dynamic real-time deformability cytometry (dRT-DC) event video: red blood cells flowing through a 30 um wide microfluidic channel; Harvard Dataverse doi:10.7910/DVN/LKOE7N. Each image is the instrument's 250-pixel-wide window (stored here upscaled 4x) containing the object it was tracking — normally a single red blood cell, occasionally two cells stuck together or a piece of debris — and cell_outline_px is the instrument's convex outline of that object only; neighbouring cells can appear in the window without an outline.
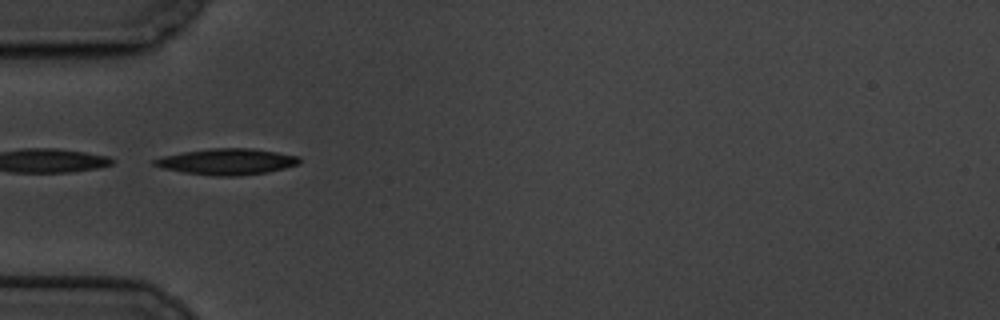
{"species": "common noctule bat (a hibernating species)", "species_latin": "Nyctalus noctula", "temperature_condition": "cold", "stored_images_in_passage": 27, "camera_frame_rate_fps": 3000, "um_per_image_px": 0.085, "animal": {"sex": "male", "body_mass_g": 19.5, "forearm_length_mm": 54.6}, "frame": {"image": 1, "passage_image": 1, "time_ms": 0.0, "image_size_px": [1000, 320], "cell_outline_px": [[300, 164], [268, 172], [236, 176], [216, 176], [184, 172], [160, 168], [152, 164], [152, 160], [164, 156], [184, 152], [212, 148], [252, 148], [300, 156]], "centroid_in_image_um": [19.3, 13.74], "position_along_channel_um": 65.7, "area_um2": 22.02}}
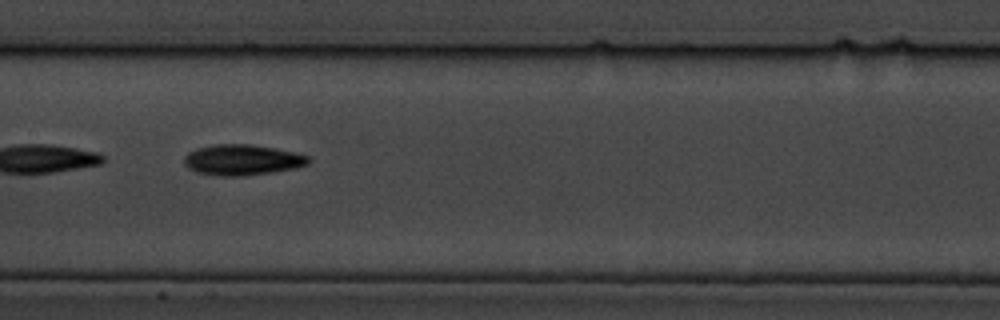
{"frame": {"image": 2, "passage_image": 12, "time_ms": 3.667, "image_size_px": [1000, 320], "cell_outline_px": [[312, 160], [308, 164], [296, 168], [272, 172], [244, 176], [216, 176], [196, 172], [188, 168], [184, 164], [184, 156], [188, 152], [196, 148], [216, 144], [252, 144], [276, 148], [308, 156]], "centroid_in_image_um": [20.57, 13.59], "position_along_channel_um": 186.8, "area_um2": 22.43}}
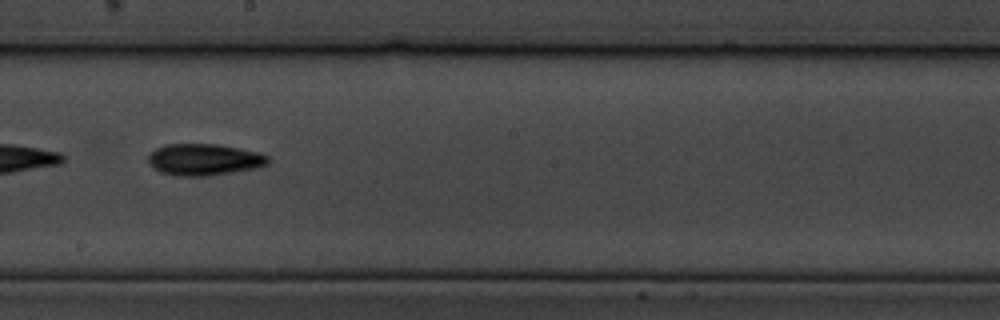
{"frame": {"image": 3, "passage_image": 16, "time_ms": 5.0, "image_size_px": [1000, 320], "cell_outline_px": [[268, 164], [256, 168], [208, 176], [180, 176], [160, 172], [152, 168], [148, 160], [148, 152], [164, 144], [216, 144], [240, 148], [260, 152], [268, 156]], "centroid_in_image_um": [17.32, 13.56], "position_along_channel_um": 230.9, "area_um2": 22.25}}